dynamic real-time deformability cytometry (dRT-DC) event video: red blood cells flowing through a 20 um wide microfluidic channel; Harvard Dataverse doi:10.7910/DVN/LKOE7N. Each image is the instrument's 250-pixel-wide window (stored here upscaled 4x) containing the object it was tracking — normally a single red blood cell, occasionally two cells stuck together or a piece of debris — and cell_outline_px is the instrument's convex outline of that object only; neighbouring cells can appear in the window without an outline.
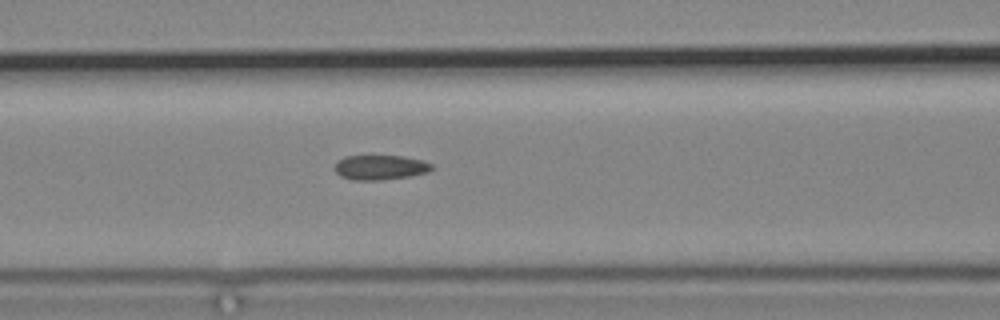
{"species": "common noctule bat (a hibernating species)", "species_latin": "Nyctalus noctula", "temperature_condition": "cold", "stored_images_in_passage": 6, "camera_frame_rate_fps": 3000, "um_per_image_px": 0.085, "animal": {"sex": "male", "body_mass_g": 19.2, "forearm_length_mm": 51.8}, "frame": {"image": 1, "passage_image": 6, "time_ms": 7.333, "image_size_px": [1000, 320], "cell_outline_px": [[432, 168], [428, 172], [412, 176], [380, 180], [352, 180], [340, 176], [336, 172], [336, 160], [344, 156], [404, 156], [420, 160], [432, 164]], "centroid_in_image_um": [32.3, 14.23], "position_along_channel_um": 134.3, "area_um2": 13.99}}